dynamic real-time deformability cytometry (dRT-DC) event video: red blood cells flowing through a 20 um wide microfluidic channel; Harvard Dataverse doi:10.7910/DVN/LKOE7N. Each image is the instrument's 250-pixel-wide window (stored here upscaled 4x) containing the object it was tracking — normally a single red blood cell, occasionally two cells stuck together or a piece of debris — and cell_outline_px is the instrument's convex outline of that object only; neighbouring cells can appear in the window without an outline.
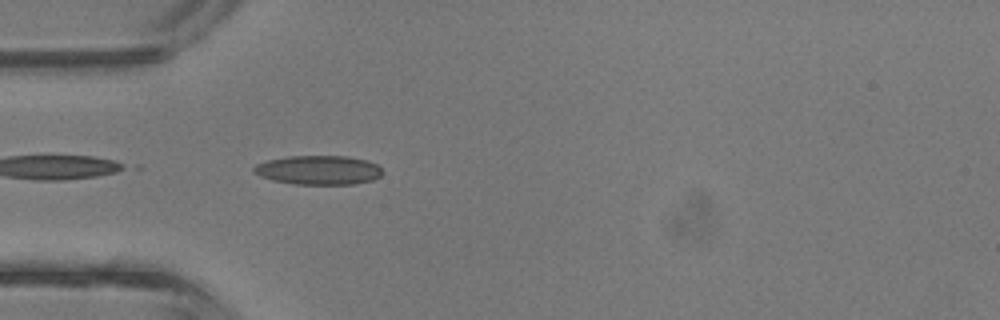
{"species": "common noctule bat (a hibernating species)", "species_latin": "Nyctalus noctula", "temperature_condition": "room temperature", "stored_images_in_passage": 36, "camera_frame_rate_fps": 3000, "um_per_image_px": 0.085, "animal": {"sex": "male", "body_mass_g": 13.3}, "frame": {"image": 1, "passage_image": 6, "time_ms": 1.667, "image_size_px": [1000, 320], "cell_outline_px": [[384, 172], [380, 176], [372, 180], [356, 184], [292, 184], [272, 180], [260, 176], [252, 172], [252, 168], [256, 164], [268, 160], [288, 156], [348, 156], [368, 160], [376, 164]], "centroid_in_image_um": [27.07, 14.45], "position_along_channel_um": 57.9, "area_um2": 22.02}}
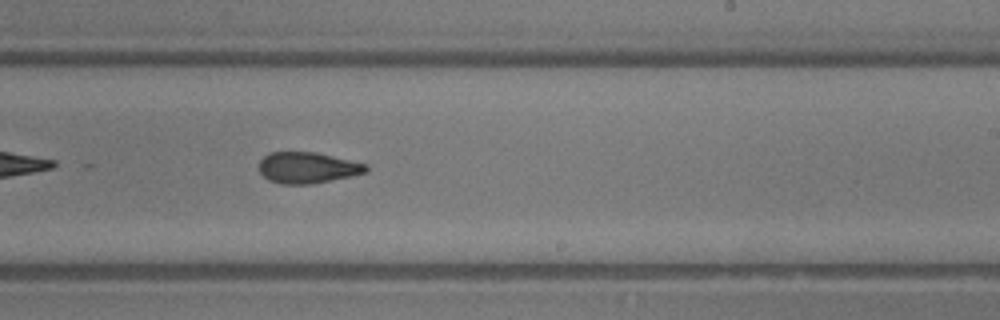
{"frame": {"image": 2, "passage_image": 19, "time_ms": 6.0, "image_size_px": [1000, 320], "cell_outline_px": [[368, 172], [352, 176], [312, 184], [280, 184], [268, 180], [260, 172], [260, 160], [264, 156], [272, 152], [316, 152], [368, 164]], "centroid_in_image_um": [26.17, 14.26], "position_along_channel_um": 262.8, "area_um2": 19.48}}
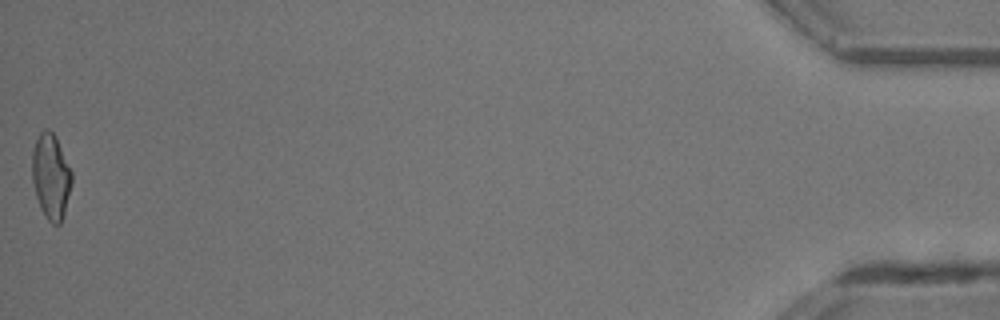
{"frame": {"image": 3, "passage_image": 36, "time_ms": 11.667, "image_size_px": [1000, 320], "cell_outline_px": [[72, 184], [64, 212], [60, 224], [52, 224], [48, 220], [40, 208], [36, 196], [32, 180], [32, 148], [40, 132], [44, 128], [48, 128], [56, 136], [72, 172]], "centroid_in_image_um": [4.32, 14.96], "position_along_channel_um": 430.9, "area_um2": 19.77}, "authors_computed_cell_mechanics": {"area_um2": 19.8254, "velocity_mm_per_s": 4.7986, "shape_relaxation_time_tau1_ms": 3.9268, "shape_relaxation_time_tau2_ms": 2.854, "deformation_change_tau1": 0.1241, "deformation_change_tau2": 0.1111}}